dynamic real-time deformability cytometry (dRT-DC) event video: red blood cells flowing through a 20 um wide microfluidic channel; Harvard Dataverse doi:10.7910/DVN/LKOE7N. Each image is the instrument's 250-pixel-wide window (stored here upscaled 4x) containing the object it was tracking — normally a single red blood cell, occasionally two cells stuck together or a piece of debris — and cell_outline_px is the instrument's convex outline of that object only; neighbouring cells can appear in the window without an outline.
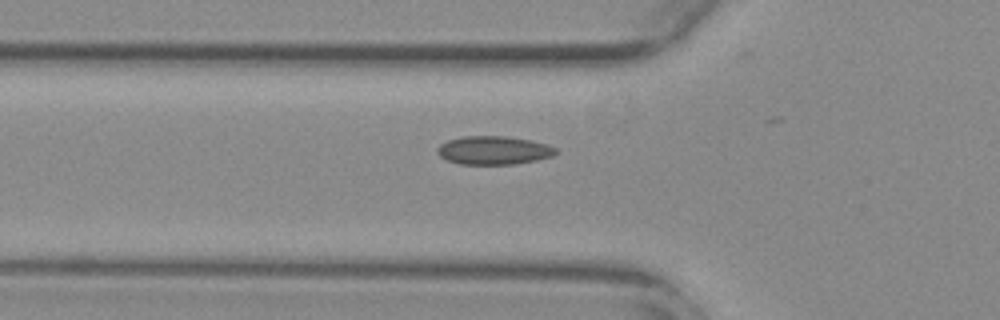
{"species": "common noctule bat (a hibernating species)", "species_latin": "Nyctalus noctula", "temperature_condition": "warm", "stored_images_in_passage": 33, "camera_frame_rate_fps": 3000, "um_per_image_px": 0.085, "animal": {"sex": "female", "body_mass_g": 29.2, "forearm_length_mm": 56.3}, "frame": {"image": 1, "passage_image": 2, "time_ms": 0.333, "image_size_px": [1000, 320], "cell_outline_px": [[560, 152], [552, 156], [536, 160], [516, 164], [460, 164], [448, 160], [440, 156], [436, 152], [436, 148], [440, 144], [448, 140], [464, 136], [504, 136], [532, 140], [548, 144], [556, 148]], "centroid_in_image_um": [41.99, 12.77], "position_along_channel_um": 83.8, "area_um2": 19.77}}
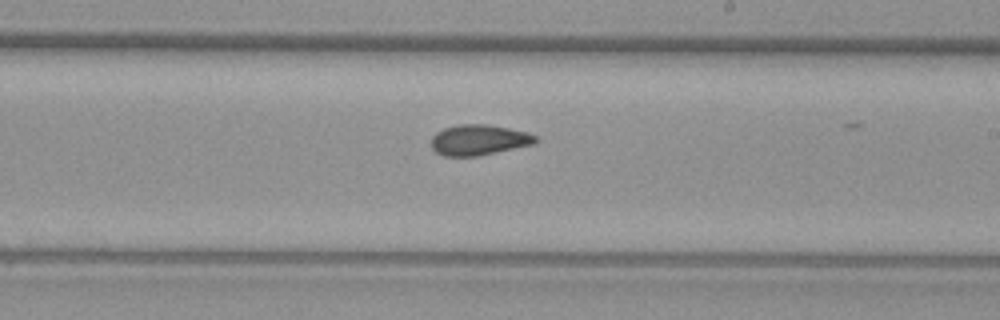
{"frame": {"image": 2, "passage_image": 15, "time_ms": 4.667, "image_size_px": [1000, 320], "cell_outline_px": [[540, 140], [532, 144], [476, 156], [444, 156], [436, 152], [432, 148], [432, 136], [436, 132], [444, 128], [456, 124], [488, 124], [528, 132], [536, 136]], "centroid_in_image_um": [40.69, 11.88], "position_along_channel_um": 248.3, "area_um2": 18.5}}
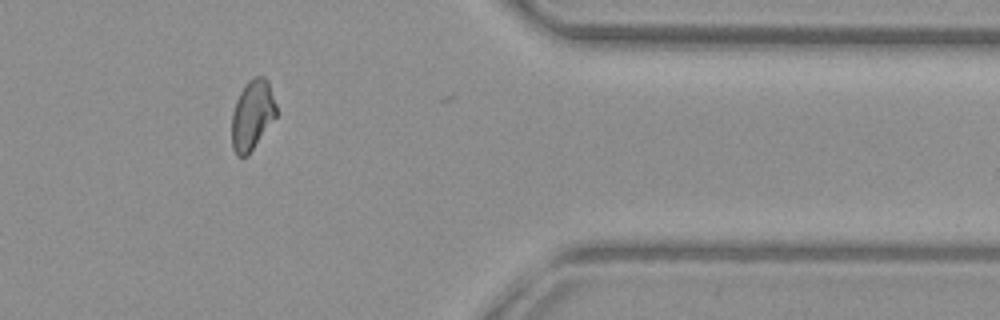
{"frame": {"image": 3, "passage_image": 28, "time_ms": 9.0, "image_size_px": [1000, 320], "cell_outline_px": [[276, 116], [248, 156], [236, 156], [232, 148], [232, 112], [236, 100], [244, 84], [248, 80], [256, 76], [264, 76], [268, 80], [276, 104]], "centroid_in_image_um": [21.43, 9.76], "position_along_channel_um": 390.0, "area_um2": 18.21}}